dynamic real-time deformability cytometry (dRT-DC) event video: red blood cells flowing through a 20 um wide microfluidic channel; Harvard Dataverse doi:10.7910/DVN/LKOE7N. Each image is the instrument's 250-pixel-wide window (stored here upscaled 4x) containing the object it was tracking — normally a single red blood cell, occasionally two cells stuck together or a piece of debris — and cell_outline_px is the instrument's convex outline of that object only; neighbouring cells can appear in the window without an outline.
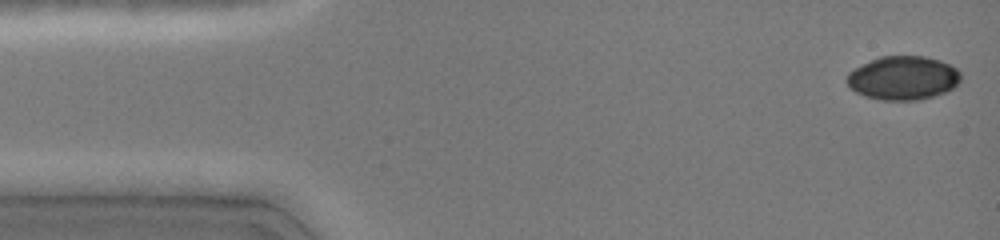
{"species": "common noctule bat (a hibernating species)", "species_latin": "Nyctalus noctula", "temperature_condition": "cold", "stored_images_in_passage": 47, "camera_frame_rate_fps": 3000, "um_per_image_px": 0.085, "animal": {"sex": "female", "body_mass_g": 19.0, "forearm_length_mm": 51.5}, "frame": {"image": 1, "passage_image": 1, "time_ms": 0.0, "image_size_px": [1000, 240], "cell_outline_px": [[960, 80], [952, 88], [944, 92], [920, 100], [880, 100], [864, 96], [856, 92], [844, 80], [848, 72], [880, 56], [924, 56], [940, 60], [956, 68], [960, 72]], "centroid_in_image_um": [76.74, 6.63], "position_along_channel_um": 8.3, "area_um2": 28.9}}
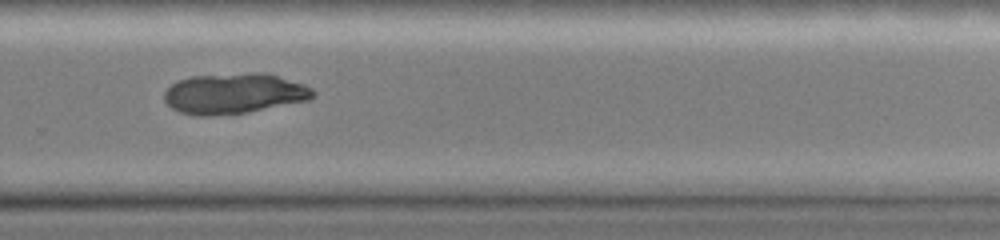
{"frame": {"image": 2, "passage_image": 33, "time_ms": 10.0, "image_size_px": [1000, 240], "cell_outline_px": [[316, 92], [308, 100], [244, 112], [208, 116], [196, 116], [180, 112], [172, 108], [164, 100], [164, 92], [172, 84], [180, 80], [192, 76], [252, 72], [264, 72], [304, 84], [312, 88]], "centroid_in_image_um": [19.87, 7.94], "position_along_channel_um": 309.9, "area_um2": 34.8}}
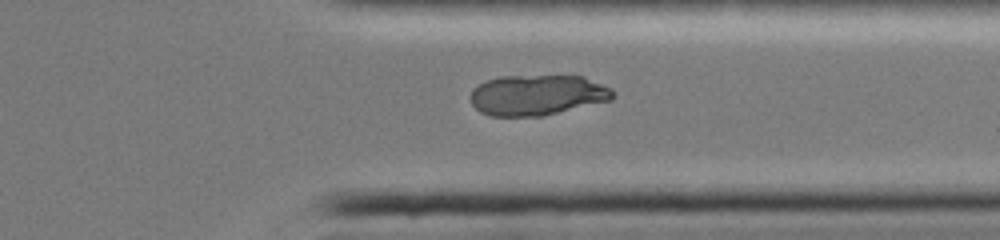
{"frame": {"image": 3, "passage_image": 37, "time_ms": 11.333, "image_size_px": [1000, 240], "cell_outline_px": [[616, 96], [612, 100], [540, 116], [492, 116], [480, 112], [472, 104], [472, 88], [488, 80], [500, 76], [584, 76], [612, 88], [616, 92]], "centroid_in_image_um": [45.71, 8.07], "position_along_channel_um": 365.7, "area_um2": 33.58}}